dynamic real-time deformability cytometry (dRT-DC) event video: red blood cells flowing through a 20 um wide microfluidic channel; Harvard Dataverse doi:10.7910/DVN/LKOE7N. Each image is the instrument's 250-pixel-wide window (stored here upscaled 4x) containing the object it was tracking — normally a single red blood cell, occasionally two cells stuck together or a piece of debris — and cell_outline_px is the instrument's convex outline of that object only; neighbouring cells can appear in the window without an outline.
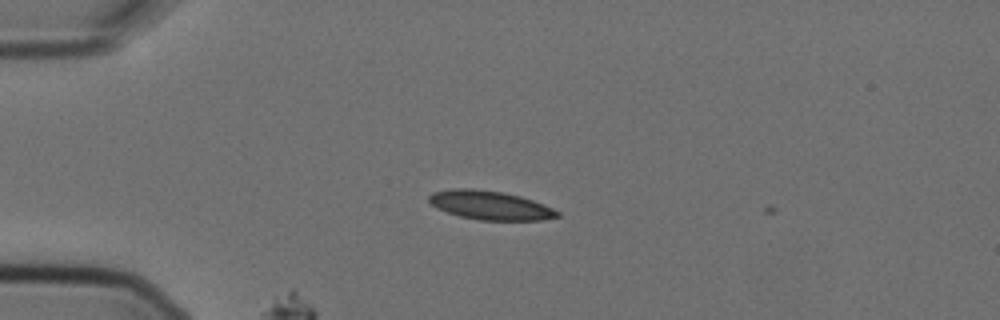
{"species": "Egyptian fruit bat (a non-hibernating species)", "species_latin": "Rousettus aegyptiacus", "temperature_condition": "cold", "stored_images_in_passage": 3, "camera_frame_rate_fps": 3000, "um_per_image_px": 0.085, "animal": {"sex": "female"}, "frame": {"image": 1, "passage_image": 2, "time_ms": 0.333, "image_size_px": [1000, 320], "cell_outline_px": [[560, 216], [544, 220], [480, 220], [460, 216], [436, 208], [428, 200], [428, 196], [432, 192], [452, 188], [472, 188], [504, 192], [520, 196], [544, 204], [560, 212]], "centroid_in_image_um": [41.66, 17.44], "position_along_channel_um": 43.3, "area_um2": 21.68}}